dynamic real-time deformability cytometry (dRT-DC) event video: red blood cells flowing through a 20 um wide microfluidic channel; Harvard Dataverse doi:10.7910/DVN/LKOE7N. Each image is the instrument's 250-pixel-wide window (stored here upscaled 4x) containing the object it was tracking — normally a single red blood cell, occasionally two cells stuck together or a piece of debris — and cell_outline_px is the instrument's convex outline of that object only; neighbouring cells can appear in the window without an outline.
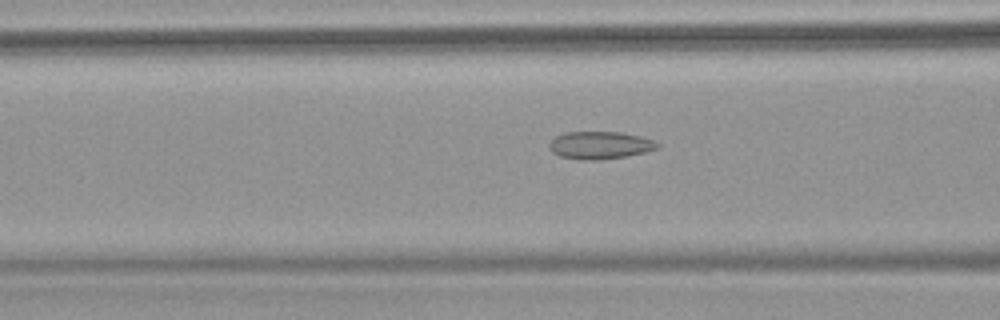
{"species": "common noctule bat (a hibernating species)", "species_latin": "Nyctalus noctula", "temperature_condition": "warm", "stored_images_in_passage": 66, "camera_frame_rate_fps": 3000, "um_per_image_px": 0.085, "animal": {"sex": "female", "body_mass_g": 18.4}, "frame": {"image": 1, "passage_image": 28, "time_ms": 9.0, "image_size_px": [1000, 320], "cell_outline_px": [[660, 148], [644, 152], [624, 156], [596, 160], [580, 160], [560, 156], [552, 152], [548, 144], [556, 136], [564, 132], [620, 132], [640, 136], [652, 140], [660, 144]], "centroid_in_image_um": [50.98, 12.34], "position_along_channel_um": 115.6, "area_um2": 17.28}}
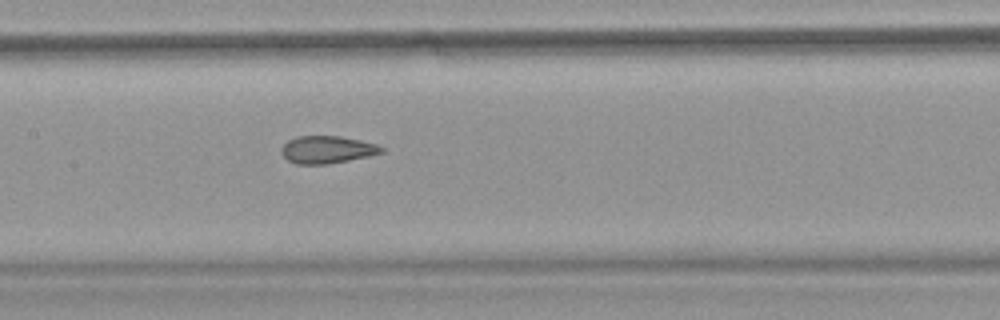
{"frame": {"image": 2, "passage_image": 34, "time_ms": 11.0, "image_size_px": [1000, 320], "cell_outline_px": [[384, 152], [368, 156], [328, 164], [296, 164], [288, 160], [280, 152], [280, 148], [288, 140], [296, 136], [340, 136], [360, 140], [376, 144], [384, 148]], "centroid_in_image_um": [27.78, 12.71], "position_along_channel_um": 179.6, "area_um2": 16.01}}
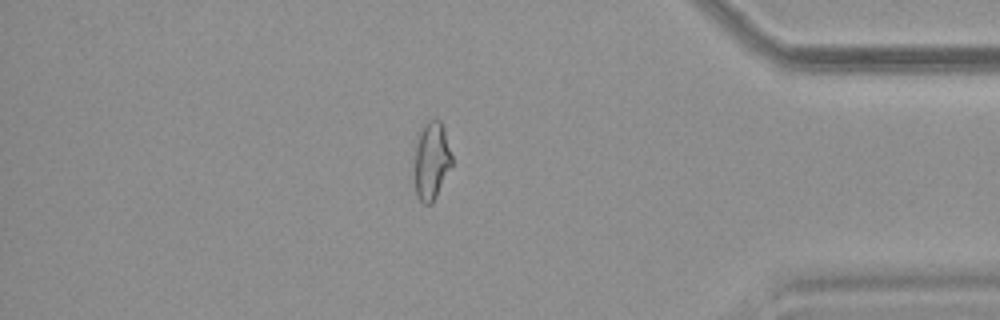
{"frame": {"image": 3, "passage_image": 57, "time_ms": 18.667, "image_size_px": [1000, 320], "cell_outline_px": [[452, 164], [432, 204], [424, 204], [416, 196], [412, 180], [416, 136], [420, 128], [428, 120], [436, 116], [440, 120], [444, 128], [452, 156]], "centroid_in_image_um": [36.62, 13.63], "position_along_channel_um": 398.6, "area_um2": 17.8}}